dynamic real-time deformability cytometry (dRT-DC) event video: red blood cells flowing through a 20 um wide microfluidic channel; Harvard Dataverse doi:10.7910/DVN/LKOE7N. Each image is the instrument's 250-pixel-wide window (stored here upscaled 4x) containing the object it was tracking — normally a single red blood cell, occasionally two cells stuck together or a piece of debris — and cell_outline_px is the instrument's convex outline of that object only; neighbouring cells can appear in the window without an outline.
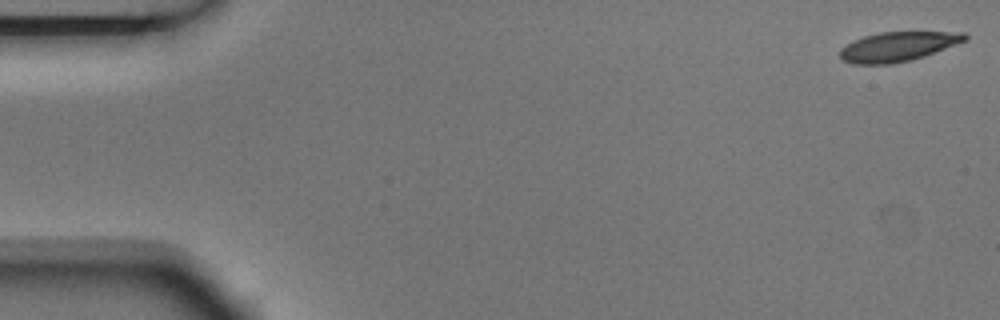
{"species": "Egyptian fruit bat (a non-hibernating species)", "species_latin": "Rousettus aegyptiacus", "temperature_condition": "room temperature", "stored_images_in_passage": 6, "segment_of_instrument_passage": [1, 2], "camera_frame_rate_fps": 3000, "um_per_image_px": 0.085, "animal": {"sex": "male"}, "frame": {"image": 1, "passage_image": 1, "time_ms": 0.0, "image_size_px": [1000, 320], "cell_outline_px": [[968, 40], [924, 56], [912, 60], [892, 64], [852, 64], [840, 60], [840, 48], [852, 40], [864, 36], [880, 32], [964, 32], [968, 36]], "centroid_in_image_um": [76.29, 3.96], "position_along_channel_um": 8.7, "area_um2": 21.68}}
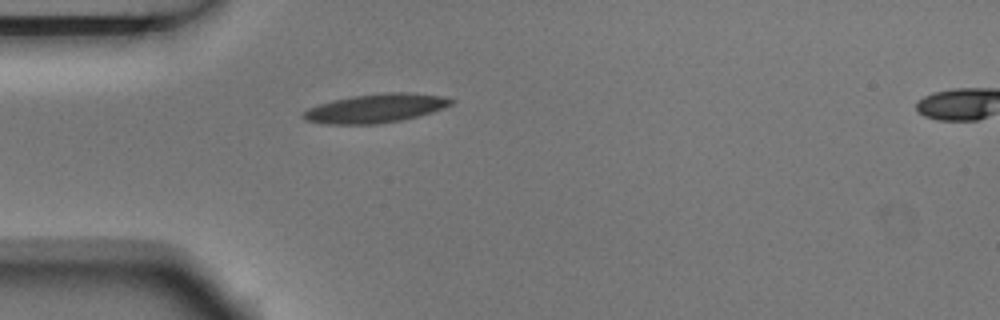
{"frame": {"image": 2, "passage_image": 5, "time_ms": 1.333, "image_size_px": [1000, 320], "cell_outline_px": [[456, 100], [452, 104], [432, 112], [400, 120], [376, 124], [324, 124], [308, 120], [300, 116], [308, 108], [332, 100], [352, 96], [384, 92], [408, 92], [440, 96]], "centroid_in_image_um": [31.92, 9.2], "position_along_channel_um": 53.1, "area_um2": 24.62}}